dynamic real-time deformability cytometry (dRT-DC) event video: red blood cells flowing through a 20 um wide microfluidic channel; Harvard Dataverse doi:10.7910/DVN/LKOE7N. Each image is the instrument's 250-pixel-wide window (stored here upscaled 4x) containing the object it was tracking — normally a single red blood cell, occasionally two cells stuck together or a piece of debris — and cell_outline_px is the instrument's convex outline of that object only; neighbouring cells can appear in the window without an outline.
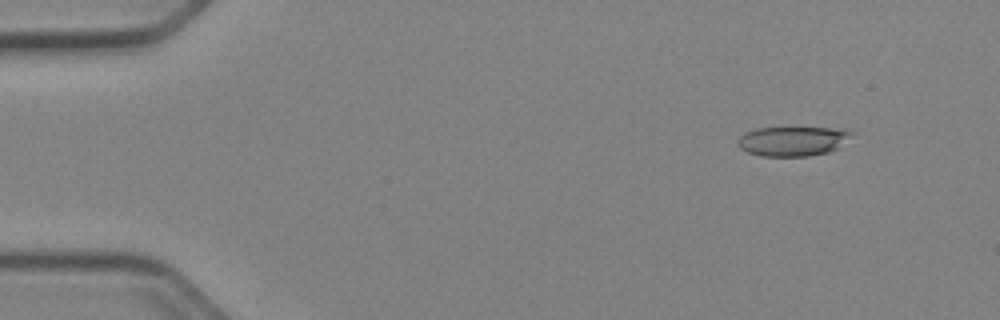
{"species": "Egyptian fruit bat (a non-hibernating species)", "species_latin": "Rousettus aegyptiacus", "temperature_condition": "cold", "stored_images_in_passage": 52, "camera_frame_rate_fps": 3000, "um_per_image_px": 0.085, "animal": {"sex": "female"}, "frame": {"image": 1, "passage_image": 6, "time_ms": 1.667, "image_size_px": [1000, 320], "cell_outline_px": [[856, 132], [840, 148], [828, 152], [808, 156], [760, 156], [748, 152], [740, 148], [736, 144], [736, 140], [744, 132], [756, 128], [848, 128]], "centroid_in_image_um": [67.42, 11.99], "position_along_channel_um": 17.6, "area_um2": 20.06}}
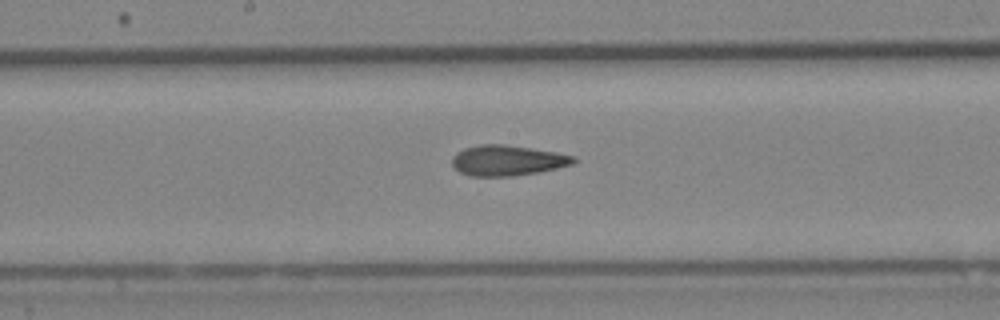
{"frame": {"image": 2, "passage_image": 28, "time_ms": 9.0, "image_size_px": [1000, 320], "cell_outline_px": [[576, 160], [572, 164], [556, 168], [536, 172], [512, 176], [468, 176], [460, 172], [452, 164], [452, 156], [456, 152], [464, 148], [480, 144], [504, 144], [556, 152], [576, 156]], "centroid_in_image_um": [43.1, 13.63], "position_along_channel_um": 205.1, "area_um2": 21.5}}
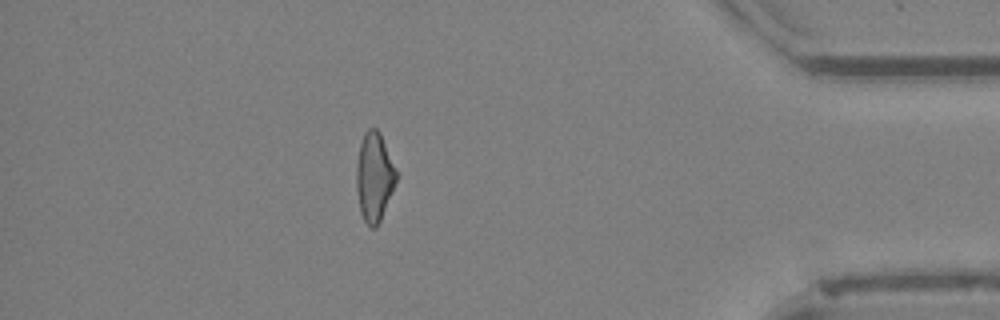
{"frame": {"image": 3, "passage_image": 46, "time_ms": 15.0, "image_size_px": [1000, 320], "cell_outline_px": [[396, 180], [380, 220], [376, 228], [372, 228], [364, 220], [360, 212], [356, 188], [356, 164], [360, 144], [364, 132], [368, 128], [376, 128], [380, 132], [396, 168]], "centroid_in_image_um": [31.79, 15.0], "position_along_channel_um": 403.4, "area_um2": 20.46}, "authors_computed_cell_mechanics": {"area_um2": 21.0103, "velocity_mm_per_s": 3.9841, "shape_relaxation_time_tau1_ms": null, "shape_relaxation_time_tau2_ms": 3.0598, "deformation_change_tau1": null, "deformation_change_tau2": 0.1221}}